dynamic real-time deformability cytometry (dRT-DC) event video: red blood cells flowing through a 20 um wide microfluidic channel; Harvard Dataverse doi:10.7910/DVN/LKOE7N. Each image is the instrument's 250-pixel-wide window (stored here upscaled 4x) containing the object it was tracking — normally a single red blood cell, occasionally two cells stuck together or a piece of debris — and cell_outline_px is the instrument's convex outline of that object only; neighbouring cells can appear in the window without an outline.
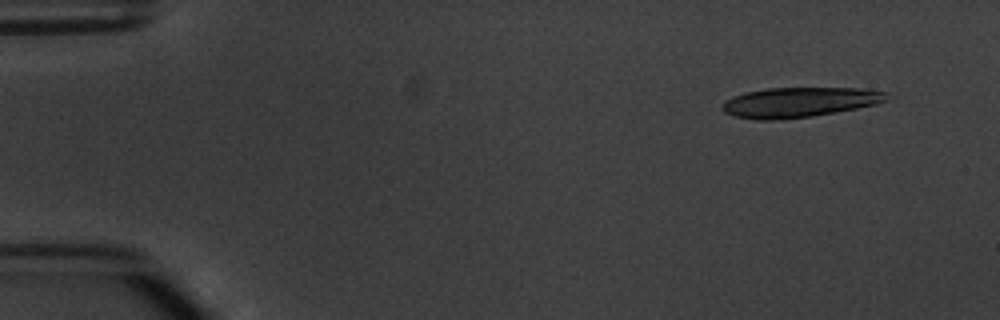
{"species": "common noctule bat (a hibernating species)", "species_latin": "Nyctalus noctula", "temperature_condition": "warm", "stored_images_in_passage": 7, "camera_frame_rate_fps": 3000, "um_per_image_px": 0.085, "animal": {"sex": "male", "body_mass_g": 20.1, "forearm_length_mm": 53.5}, "frame": {"image": 1, "passage_image": 2, "time_ms": 1.333, "image_size_px": [1000, 320], "cell_outline_px": [[888, 100], [876, 104], [856, 108], [812, 116], [780, 120], [756, 120], [732, 116], [724, 112], [720, 108], [720, 104], [724, 100], [732, 96], [744, 92], [768, 88], [860, 88], [888, 92]], "centroid_in_image_um": [67.87, 8.69], "position_along_channel_um": 17.1, "area_um2": 29.02}}
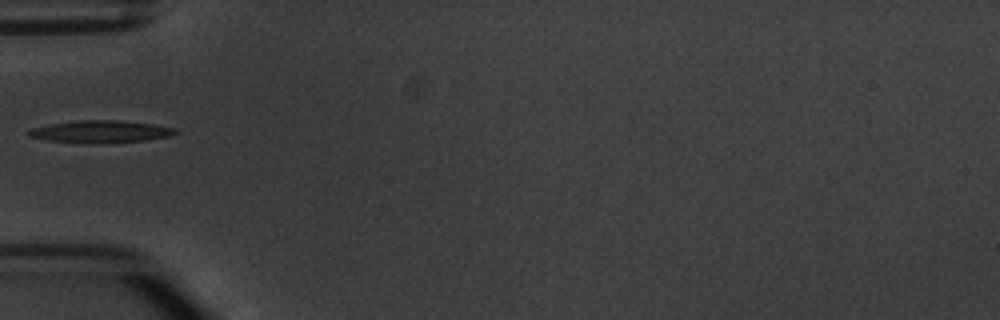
{"frame": {"image": 2, "passage_image": 6, "time_ms": 6.0, "image_size_px": [1000, 320], "cell_outline_px": [[180, 132], [168, 136], [144, 140], [108, 144], [84, 144], [48, 140], [28, 136], [24, 132], [32, 128], [48, 124], [80, 120], [120, 120], [152, 124], [176, 128]], "centroid_in_image_um": [8.52, 11.2], "position_along_channel_um": 76.5, "area_um2": 19.42}}